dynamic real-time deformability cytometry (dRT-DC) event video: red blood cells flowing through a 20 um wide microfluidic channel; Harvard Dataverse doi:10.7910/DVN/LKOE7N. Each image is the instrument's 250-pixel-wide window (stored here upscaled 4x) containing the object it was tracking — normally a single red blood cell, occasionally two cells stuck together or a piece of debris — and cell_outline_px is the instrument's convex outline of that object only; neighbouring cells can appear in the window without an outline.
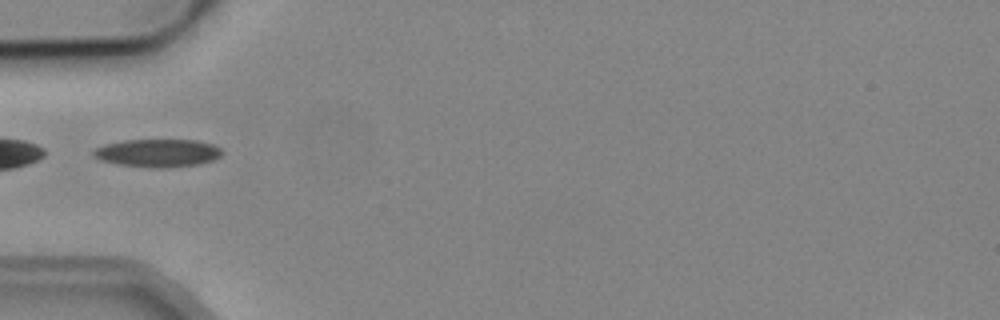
{"species": "common noctule bat (a hibernating species)", "species_latin": "Nyctalus noctula", "temperature_condition": "cold", "stored_images_in_passage": 6, "camera_frame_rate_fps": 3000, "um_per_image_px": 0.085, "animal": {"sex": "male", "body_mass_g": 19.2, "forearm_length_mm": 51.8}, "frame": {"image": 1, "passage_image": 6, "time_ms": 5.667, "image_size_px": [1000, 320], "cell_outline_px": [[224, 152], [220, 156], [212, 160], [200, 164], [168, 168], [148, 168], [120, 164], [100, 160], [92, 156], [92, 152], [96, 148], [104, 144], [124, 140], [196, 140], [212, 144], [220, 148]], "centroid_in_image_um": [13.4, 13.01], "position_along_channel_um": 71.6, "area_um2": 21.1}}